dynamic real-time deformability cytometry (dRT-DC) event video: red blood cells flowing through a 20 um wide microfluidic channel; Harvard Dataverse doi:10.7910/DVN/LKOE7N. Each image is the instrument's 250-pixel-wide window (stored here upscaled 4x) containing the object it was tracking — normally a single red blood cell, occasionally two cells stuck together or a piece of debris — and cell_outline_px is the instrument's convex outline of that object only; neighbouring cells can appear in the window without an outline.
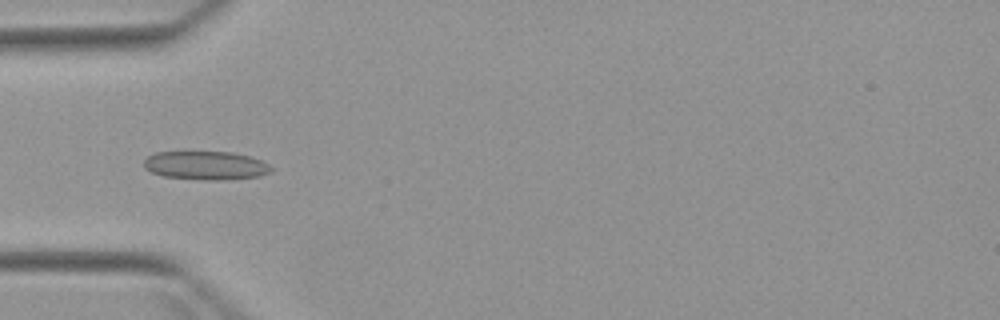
{"species": "Egyptian fruit bat (a non-hibernating species)", "species_latin": "Rousettus aegyptiacus", "temperature_condition": "warm", "stored_images_in_passage": 5, "camera_frame_rate_fps": 3000, "um_per_image_px": 0.085, "animal": {"sex": "female"}, "frame": {"image": 1, "passage_image": 4, "time_ms": 4.667, "image_size_px": [1000, 320], "cell_outline_px": [[272, 172], [260, 176], [228, 180], [204, 180], [164, 176], [152, 172], [144, 168], [144, 160], [148, 156], [156, 152], [232, 152], [248, 156], [260, 160], [268, 164], [272, 168]], "centroid_in_image_um": [17.51, 14.07], "position_along_channel_um": 67.5, "area_um2": 21.21}}
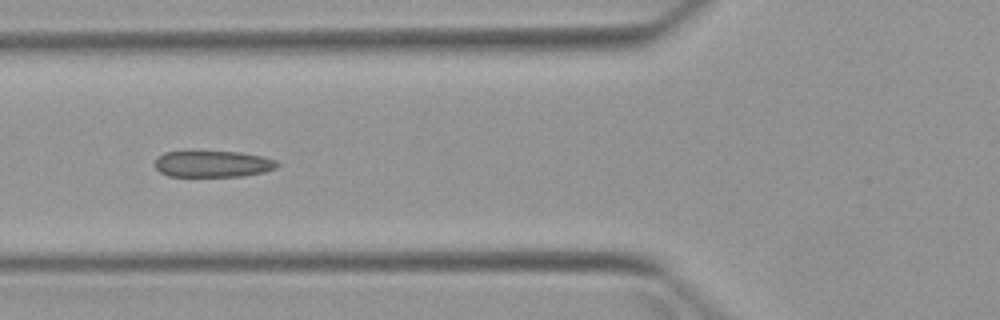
{"frame": {"image": 2, "passage_image": 5, "time_ms": 5.667, "image_size_px": [1000, 320], "cell_outline_px": [[280, 164], [276, 168], [264, 172], [244, 176], [168, 176], [160, 172], [152, 164], [164, 152], [192, 148], [240, 152], [260, 156], [276, 160]], "centroid_in_image_um": [18.03, 13.88], "position_along_channel_um": 107.8, "area_um2": 19.83}}